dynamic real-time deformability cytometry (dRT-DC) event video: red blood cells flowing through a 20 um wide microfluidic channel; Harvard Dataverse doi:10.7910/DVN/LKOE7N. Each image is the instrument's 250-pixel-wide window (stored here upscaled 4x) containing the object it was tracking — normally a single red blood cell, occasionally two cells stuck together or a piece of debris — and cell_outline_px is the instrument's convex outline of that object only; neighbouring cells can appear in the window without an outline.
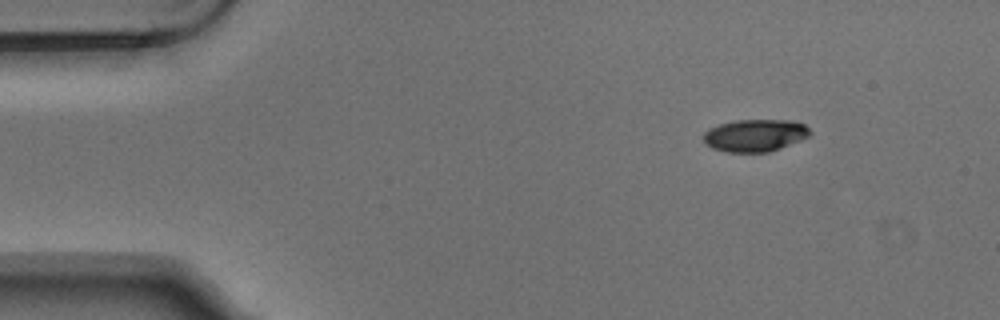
{"species": "Egyptian fruit bat (a non-hibernating species)", "species_latin": "Rousettus aegyptiacus", "temperature_condition": "warm", "stored_images_in_passage": 5, "camera_frame_rate_fps": 3000, "um_per_image_px": 0.085, "animal": {"sex": "male"}, "frame": {"image": 1, "passage_image": 1, "time_ms": 0.0, "image_size_px": [1000, 320], "cell_outline_px": [[812, 132], [808, 136], [800, 140], [768, 152], [728, 152], [712, 148], [704, 140], [704, 132], [708, 128], [720, 124], [736, 120], [792, 120], [804, 124]], "centroid_in_image_um": [64.17, 11.5], "position_along_channel_um": 20.8, "area_um2": 19.88}}
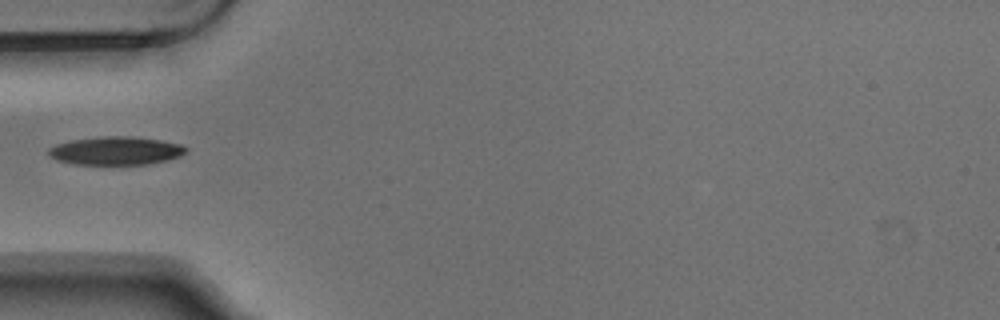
{"frame": {"image": 2, "passage_image": 4, "time_ms": 1.0, "image_size_px": [1000, 320], "cell_outline_px": [[188, 152], [180, 156], [168, 160], [148, 164], [72, 164], [56, 160], [48, 152], [48, 148], [56, 144], [72, 140], [100, 136], [132, 136], [160, 140], [180, 144], [188, 148]], "centroid_in_image_um": [9.87, 12.81], "position_along_channel_um": 75.1, "area_um2": 22.72}}
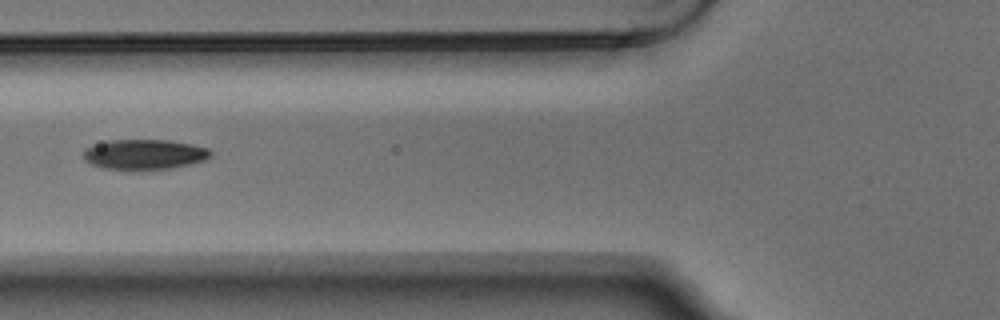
{"frame": {"image": 3, "passage_image": 5, "time_ms": 1.333, "image_size_px": [1000, 320], "cell_outline_px": [[212, 156], [204, 160], [172, 168], [104, 168], [92, 164], [84, 160], [84, 148], [92, 144], [108, 140], [168, 140], [192, 144], [208, 148], [212, 152]], "centroid_in_image_um": [12.27, 13.09], "position_along_channel_um": 113.5, "area_um2": 21.96}}